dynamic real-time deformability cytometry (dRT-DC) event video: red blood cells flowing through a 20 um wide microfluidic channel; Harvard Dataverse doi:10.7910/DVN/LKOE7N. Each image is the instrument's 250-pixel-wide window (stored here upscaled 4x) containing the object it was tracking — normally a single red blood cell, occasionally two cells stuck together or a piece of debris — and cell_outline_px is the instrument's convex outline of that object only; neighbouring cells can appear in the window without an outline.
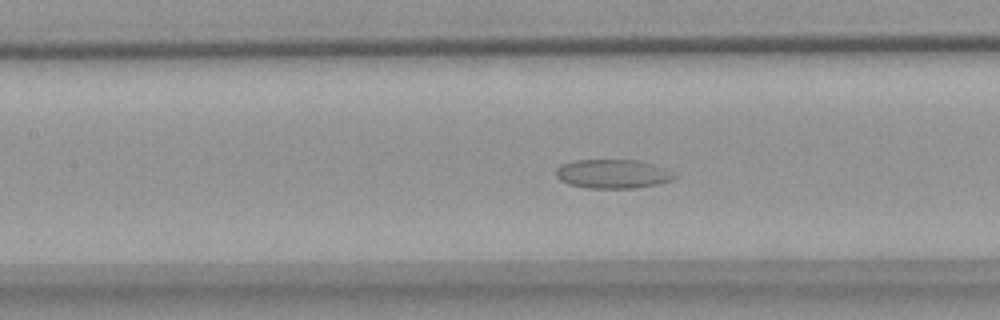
{"species": "common noctule bat (a hibernating species)", "species_latin": "Nyctalus noctula", "temperature_condition": "warm", "stored_images_in_passage": 42, "camera_frame_rate_fps": 3000, "um_per_image_px": 0.085, "animal": {"sex": "female", "body_mass_g": 18.4}, "frame": {"image": 1, "passage_image": 10, "time_ms": 3.0, "image_size_px": [1000, 320], "cell_outline_px": [[680, 176], [672, 180], [656, 184], [636, 188], [588, 188], [568, 184], [560, 180], [556, 176], [556, 168], [560, 164], [572, 160], [640, 160], [664, 168]], "centroid_in_image_um": [52.07, 14.77], "position_along_channel_um": 155.3, "area_um2": 20.17}}
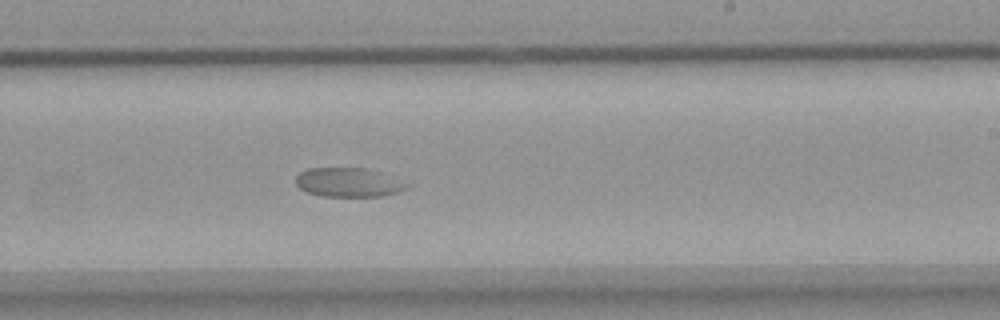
{"frame": {"image": 2, "passage_image": 19, "time_ms": 6.0, "image_size_px": [1000, 320], "cell_outline_px": [[412, 184], [408, 188], [396, 192], [380, 196], [320, 196], [308, 192], [300, 188], [296, 184], [296, 176], [300, 172], [308, 168], [364, 168], [380, 172]], "centroid_in_image_um": [29.63, 15.5], "position_along_channel_um": 259.4, "area_um2": 18.79}}
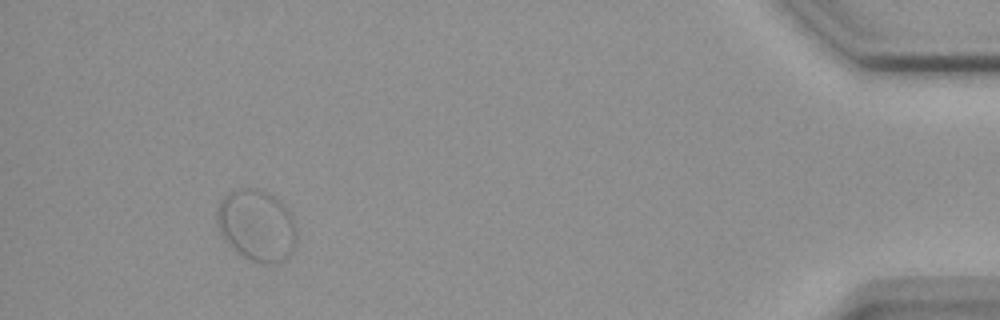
{"frame": {"image": 3, "passage_image": 38, "time_ms": 12.333, "image_size_px": [1000, 320], "cell_outline_px": [[296, 236], [292, 252], [284, 260], [272, 264], [264, 264], [252, 260], [236, 252], [228, 244], [216, 224], [216, 208], [220, 200], [228, 192], [240, 188], [256, 188], [280, 200], [288, 212], [292, 220], [296, 232]], "centroid_in_image_um": [21.77, 19.16], "position_along_channel_um": 413.4, "area_um2": 33.0}}